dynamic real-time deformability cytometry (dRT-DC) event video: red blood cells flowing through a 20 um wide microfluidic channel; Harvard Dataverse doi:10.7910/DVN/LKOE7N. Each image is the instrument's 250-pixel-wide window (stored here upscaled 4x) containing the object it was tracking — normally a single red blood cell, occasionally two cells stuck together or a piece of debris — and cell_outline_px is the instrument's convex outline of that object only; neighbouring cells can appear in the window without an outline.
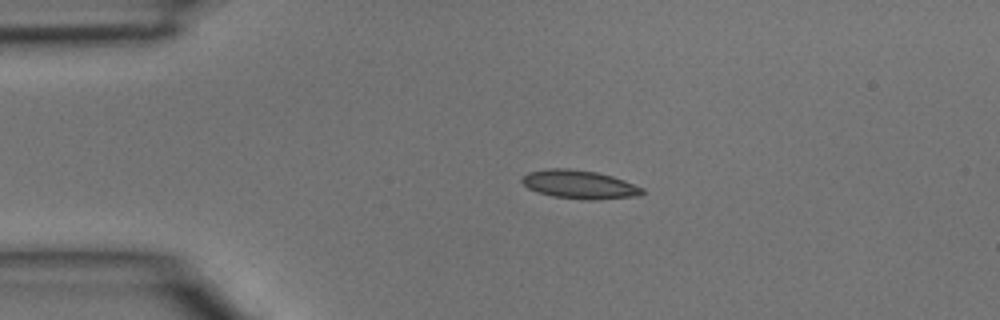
{"species": "common noctule bat (a hibernating species)", "species_latin": "Nyctalus noctula", "temperature_condition": "room temperature", "stored_images_in_passage": 2, "camera_frame_rate_fps": 3000, "um_per_image_px": 0.085, "animal": {"sex": "male", "body_mass_g": 15.6}, "frame": {"image": 1, "passage_image": 1, "time_ms": 0.0, "image_size_px": [1000, 320], "cell_outline_px": [[644, 192], [640, 196], [588, 200], [552, 196], [536, 192], [528, 188], [520, 180], [528, 172], [548, 168], [568, 168], [596, 172], [612, 176], [624, 180], [644, 188]], "centroid_in_image_um": [49.25, 15.68], "position_along_channel_um": 35.8, "area_um2": 20.0}}